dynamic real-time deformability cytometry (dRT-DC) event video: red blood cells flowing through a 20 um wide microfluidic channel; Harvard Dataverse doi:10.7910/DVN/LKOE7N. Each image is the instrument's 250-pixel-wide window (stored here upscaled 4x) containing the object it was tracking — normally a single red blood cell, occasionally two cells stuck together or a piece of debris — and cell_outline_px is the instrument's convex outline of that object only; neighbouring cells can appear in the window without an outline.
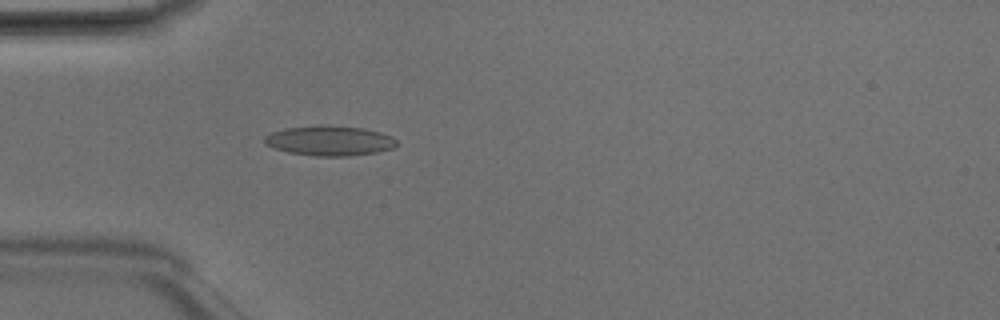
{"species": "Egyptian fruit bat (a non-hibernating species)", "species_latin": "Rousettus aegyptiacus", "temperature_condition": "room temperature", "stored_images_in_passage": 5, "camera_frame_rate_fps": 3000, "um_per_image_px": 0.085, "animal": {"sex": "male"}, "frame": {"image": 1, "passage_image": 5, "time_ms": 1.333, "image_size_px": [1000, 320], "cell_outline_px": [[396, 144], [392, 148], [376, 152], [348, 156], [316, 156], [288, 152], [264, 144], [264, 136], [272, 132], [284, 128], [328, 124], [364, 128], [380, 132], [392, 136], [396, 140]], "centroid_in_image_um": [28.0, 11.94], "position_along_channel_um": 57.0, "area_um2": 23.12}}